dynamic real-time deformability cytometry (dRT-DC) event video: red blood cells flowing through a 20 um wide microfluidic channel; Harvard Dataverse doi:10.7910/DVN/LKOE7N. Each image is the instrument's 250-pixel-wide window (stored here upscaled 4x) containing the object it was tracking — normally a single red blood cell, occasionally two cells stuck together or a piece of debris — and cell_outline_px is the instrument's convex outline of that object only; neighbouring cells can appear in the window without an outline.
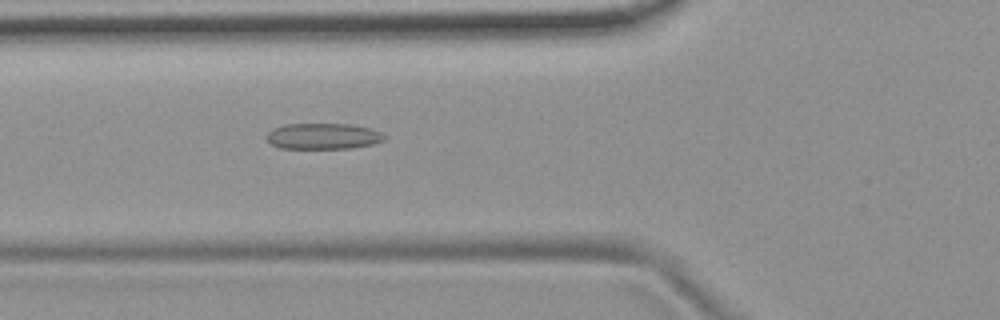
{"species": "common noctule bat (a hibernating species)", "species_latin": "Nyctalus noctula", "temperature_condition": "room temperature", "stored_images_in_passage": 47, "camera_frame_rate_fps": 3000, "um_per_image_px": 0.085, "animal": {"sex": "female", "body_mass_g": 19.9}, "frame": {"image": 1, "passage_image": 17, "time_ms": 5.333, "image_size_px": [1000, 320], "cell_outline_px": [[388, 136], [384, 140], [372, 144], [352, 148], [280, 148], [272, 144], [268, 140], [268, 132], [272, 128], [284, 124], [348, 124], [372, 128]], "centroid_in_image_um": [27.5, 11.57], "position_along_channel_um": 98.3, "area_um2": 17.8}}
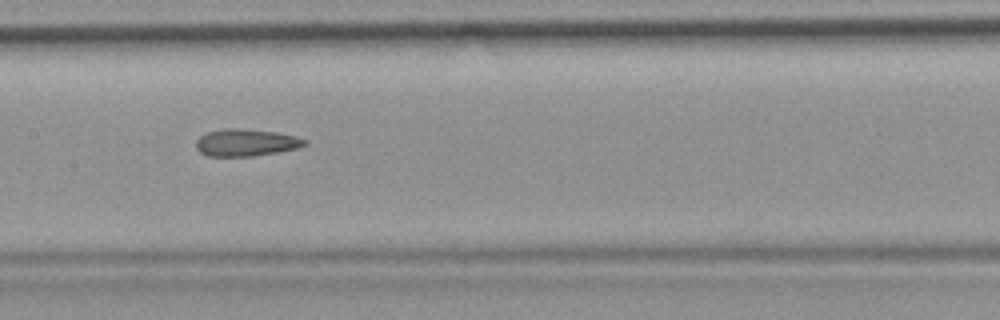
{"frame": {"image": 2, "passage_image": 24, "time_ms": 7.667, "image_size_px": [1000, 320], "cell_outline_px": [[308, 144], [296, 148], [276, 152], [252, 156], [208, 156], [200, 152], [196, 148], [196, 140], [200, 136], [208, 132], [224, 128], [236, 128], [276, 132], [296, 136], [308, 140]], "centroid_in_image_um": [20.91, 12.11], "position_along_channel_um": 186.5, "area_um2": 17.11}}
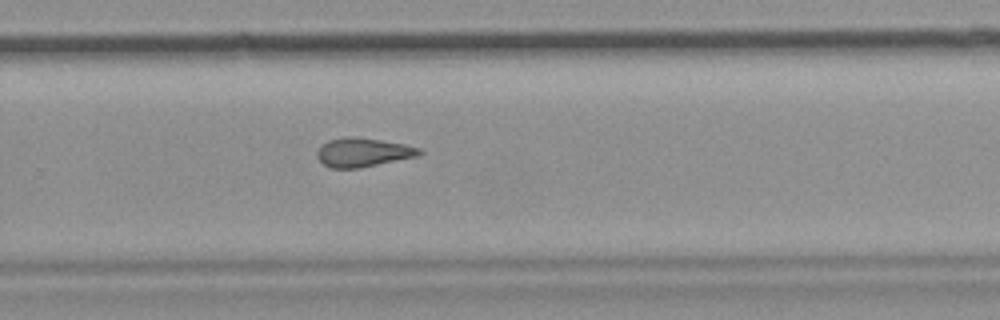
{"frame": {"image": 3, "passage_image": 33, "time_ms": 10.667, "image_size_px": [1000, 320], "cell_outline_px": [[424, 152], [420, 156], [360, 168], [332, 168], [324, 164], [316, 156], [316, 152], [328, 140], [348, 136], [352, 136], [380, 140], [404, 144], [420, 148]], "centroid_in_image_um": [30.89, 12.95], "position_along_channel_um": 298.9, "area_um2": 17.22}, "authors_computed_cell_mechanics": {"area_um2": 17.4556, "velocity_mm_per_s": 3.768, "shape_relaxation_time_tau1_ms": null, "shape_relaxation_time_tau2_ms": 5.1322, "deformation_change_tau1": null, "deformation_change_tau2": 0.1605}}